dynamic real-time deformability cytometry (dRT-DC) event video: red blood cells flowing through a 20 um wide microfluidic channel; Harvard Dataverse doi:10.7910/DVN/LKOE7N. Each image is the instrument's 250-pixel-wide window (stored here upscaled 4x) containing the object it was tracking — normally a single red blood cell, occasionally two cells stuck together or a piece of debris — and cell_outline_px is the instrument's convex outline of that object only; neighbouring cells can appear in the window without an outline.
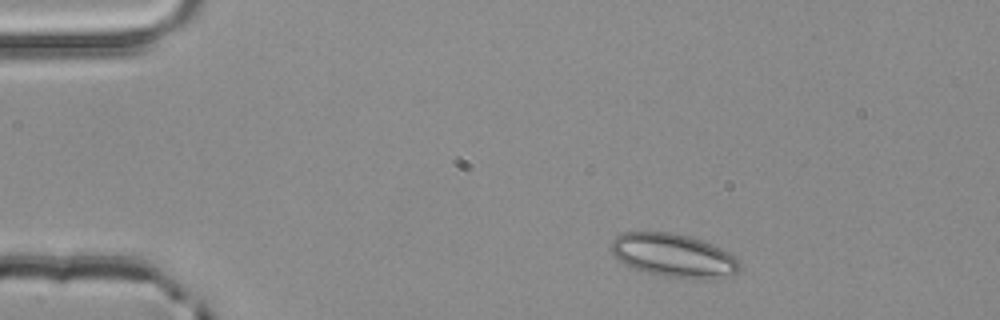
{"species": "common noctule bat (a hibernating species)", "species_latin": "Nyctalus noctula", "temperature_condition": "room temperature", "stored_images_in_passage": 3, "camera_frame_rate_fps": 3000, "um_per_image_px": 0.085, "animal": {"sex": "male", "body_mass_g": 20.4}, "frame": {"image": 1, "passage_image": 1, "time_ms": 0.0, "image_size_px": [1000, 320], "cell_outline_px": [[740, 268], [736, 272], [704, 280], [664, 276], [648, 272], [636, 268], [612, 256], [612, 240], [616, 236], [624, 232], [672, 232], [688, 236], [712, 244], [728, 252], [740, 264]], "centroid_in_image_um": [57.23, 21.7], "position_along_channel_um": 27.8, "area_um2": 31.91}}